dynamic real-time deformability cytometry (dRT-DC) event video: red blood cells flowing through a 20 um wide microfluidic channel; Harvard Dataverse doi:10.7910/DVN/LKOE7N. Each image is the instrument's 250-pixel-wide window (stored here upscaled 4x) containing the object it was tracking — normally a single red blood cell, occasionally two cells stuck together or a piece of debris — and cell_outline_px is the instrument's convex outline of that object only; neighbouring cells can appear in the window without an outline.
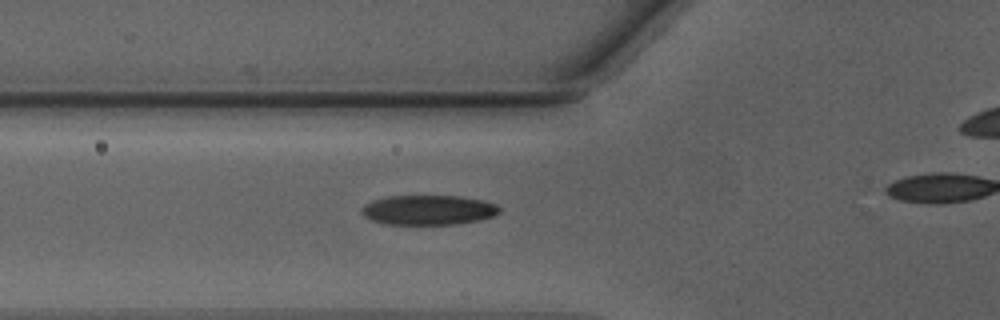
{"species": "Egyptian fruit bat (a non-hibernating species)", "species_latin": "Rousettus aegyptiacus", "temperature_condition": "warm", "stored_images_in_passage": 24, "camera_frame_rate_fps": 3000, "um_per_image_px": 0.085, "animal": {"sex": "male"}, "frame": {"image": 1, "passage_image": 2, "time_ms": 0.333, "image_size_px": [1000, 320], "cell_outline_px": [[500, 212], [496, 216], [480, 220], [456, 224], [384, 224], [372, 220], [364, 216], [360, 212], [364, 204], [372, 200], [388, 196], [460, 196], [484, 200], [496, 204], [500, 208]], "centroid_in_image_um": [36.43, 17.85], "position_along_channel_um": 89.4, "area_um2": 24.1}}
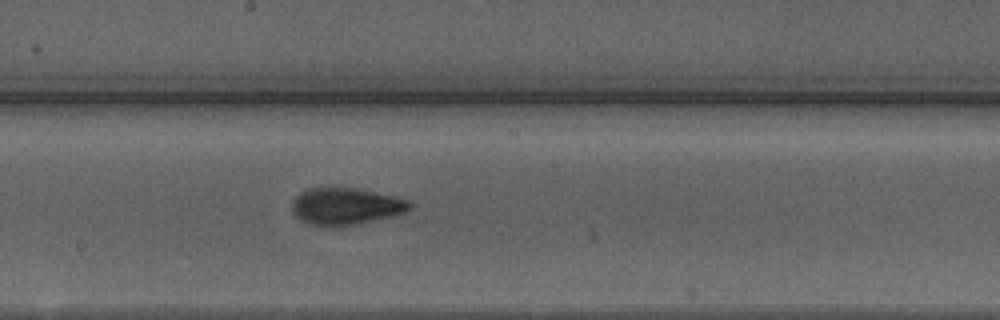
{"frame": {"image": 2, "passage_image": 11, "time_ms": 3.333, "image_size_px": [1000, 320], "cell_outline_px": [[412, 208], [404, 212], [392, 216], [352, 224], [312, 224], [300, 220], [292, 212], [292, 200], [300, 192], [308, 188], [348, 188], [372, 192], [392, 196], [408, 200], [412, 204]], "centroid_in_image_um": [29.36, 17.51], "position_along_channel_um": 218.8, "area_um2": 24.39}}
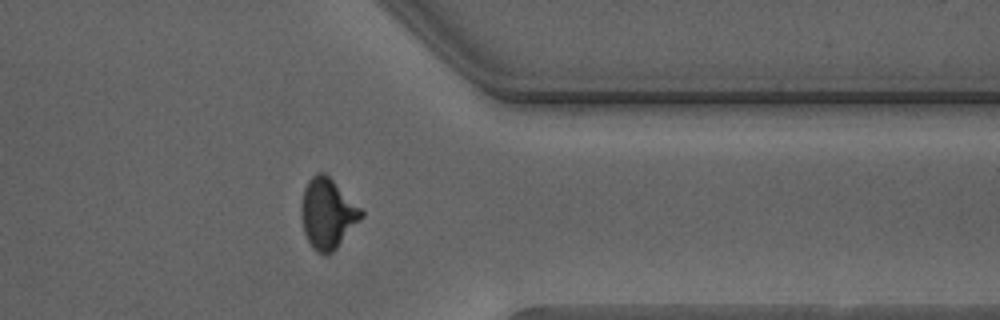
{"frame": {"image": 3, "passage_image": 23, "time_ms": 7.333, "image_size_px": [1000, 320], "cell_outline_px": [[364, 216], [336, 248], [328, 256], [324, 256], [316, 252], [312, 248], [304, 232], [300, 216], [300, 208], [304, 188], [308, 180], [316, 172], [324, 172], [364, 208]], "centroid_in_image_um": [27.85, 18.15], "position_along_channel_um": 383.5, "area_um2": 25.09}}